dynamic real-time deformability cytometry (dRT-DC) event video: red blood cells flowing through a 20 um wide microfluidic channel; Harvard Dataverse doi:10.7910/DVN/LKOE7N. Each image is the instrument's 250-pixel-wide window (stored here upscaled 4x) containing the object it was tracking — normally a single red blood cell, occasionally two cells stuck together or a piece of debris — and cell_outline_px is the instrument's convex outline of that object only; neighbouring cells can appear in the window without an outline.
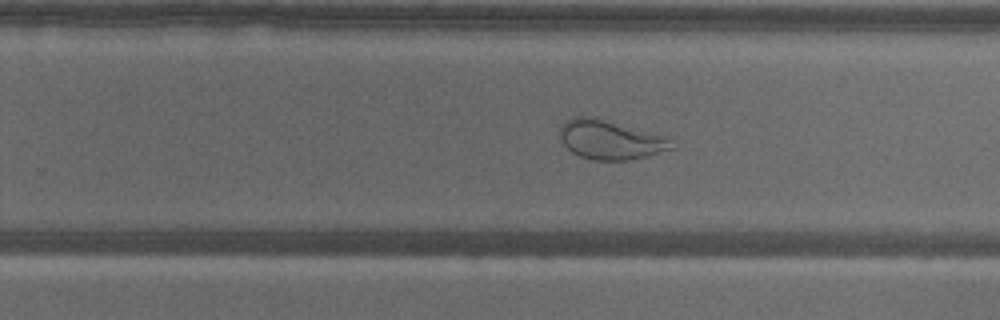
{"species": "common noctule bat (a hibernating species)", "species_latin": "Nyctalus noctula", "temperature_condition": "warm", "stored_images_in_passage": 56, "camera_frame_rate_fps": 3000, "um_per_image_px": 0.085, "animal": {"sex": "male", "body_mass_g": 18.8}, "frame": {"image": 1, "passage_image": 35, "time_ms": 11.333, "image_size_px": [1000, 320], "cell_outline_px": [[676, 148], [628, 160], [592, 160], [580, 156], [572, 152], [560, 140], [560, 124], [572, 116], [596, 116], [660, 136], [668, 140]], "centroid_in_image_um": [51.77, 11.86], "position_along_channel_um": 278.0, "area_um2": 25.2}}
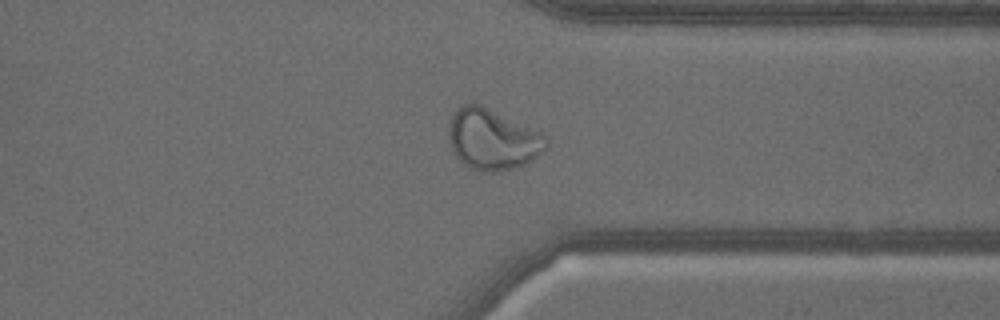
{"frame": {"image": 2, "passage_image": 43, "time_ms": 14.0, "image_size_px": [1000, 320], "cell_outline_px": [[548, 148], [532, 160], [524, 164], [512, 168], [496, 172], [480, 172], [464, 164], [452, 152], [448, 136], [448, 128], [452, 116], [456, 108], [460, 104], [480, 104], [544, 136], [548, 144]], "centroid_in_image_um": [41.8, 11.87], "position_along_channel_um": 369.6, "area_um2": 33.99}}
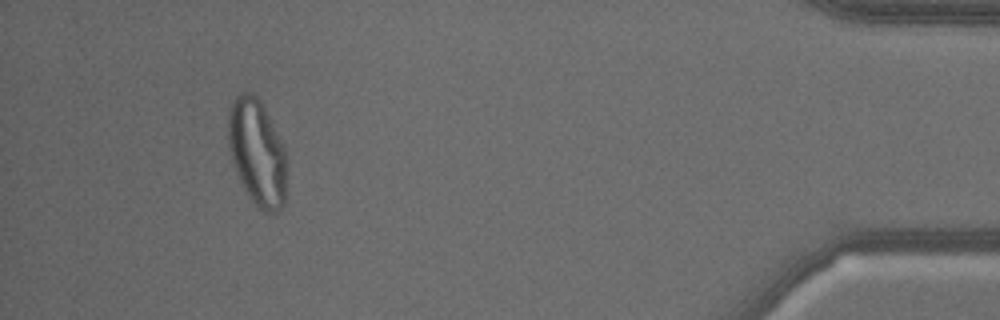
{"frame": {"image": 3, "passage_image": 52, "time_ms": 17.0, "image_size_px": [1000, 320], "cell_outline_px": [[288, 160], [284, 204], [276, 212], [264, 212], [256, 208], [248, 196], [236, 172], [228, 148], [228, 112], [232, 100], [236, 96], [244, 92], [252, 92], [260, 100], [284, 148]], "centroid_in_image_um": [21.85, 12.99], "position_along_channel_um": 413.3, "area_um2": 36.53}}